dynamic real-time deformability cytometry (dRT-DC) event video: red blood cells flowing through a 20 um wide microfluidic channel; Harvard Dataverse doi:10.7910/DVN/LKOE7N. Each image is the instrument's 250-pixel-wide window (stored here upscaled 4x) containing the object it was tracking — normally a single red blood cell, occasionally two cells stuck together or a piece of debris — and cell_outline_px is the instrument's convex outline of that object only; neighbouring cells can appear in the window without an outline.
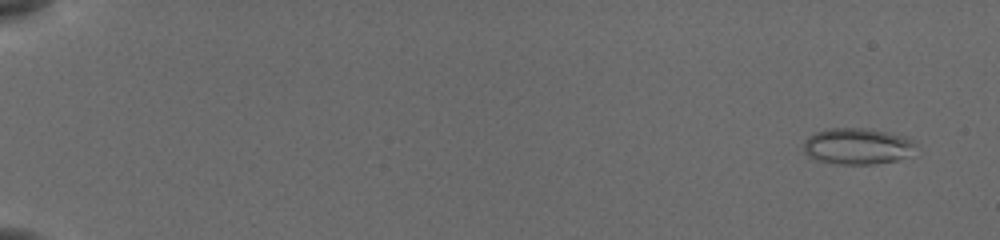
{"species": "common noctule bat (a hibernating species)", "species_latin": "Nyctalus noctula", "temperature_condition": "cold", "stored_images_in_passage": 56, "camera_frame_rate_fps": 3000, "um_per_image_px": 0.085, "animal": {"sex": "female", "body_mass_g": 19.5, "forearm_length_mm": 54.1}, "frame": {"image": 1, "passage_image": 4, "time_ms": 1.0, "image_size_px": [1000, 240], "cell_outline_px": [[916, 144], [904, 156], [896, 160], [872, 164], [840, 164], [816, 160], [808, 156], [804, 152], [804, 140], [808, 136], [816, 132], [832, 128], [864, 128], [888, 132], [908, 136]], "centroid_in_image_um": [72.82, 12.41], "position_along_channel_um": 12.2, "area_um2": 23.47}}
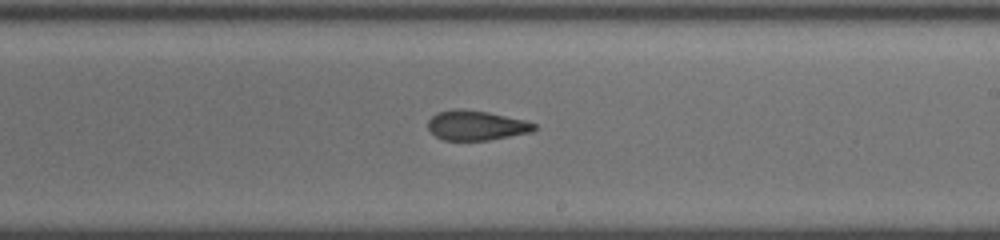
{"frame": {"image": 2, "passage_image": 36, "time_ms": 11.667, "image_size_px": [1000, 240], "cell_outline_px": [[536, 128], [532, 132], [488, 140], [444, 140], [436, 136], [428, 128], [428, 120], [436, 112], [456, 108], [464, 108], [488, 112], [524, 120], [536, 124]], "centroid_in_image_um": [40.46, 10.64], "position_along_channel_um": 248.5, "area_um2": 18.44}}
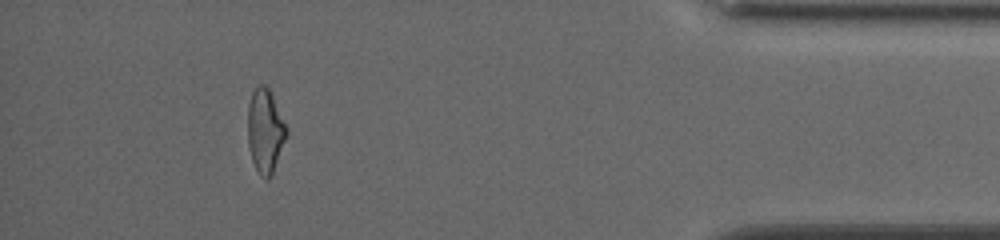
{"frame": {"image": 3, "passage_image": 52, "time_ms": 17.0, "image_size_px": [1000, 240], "cell_outline_px": [[288, 132], [272, 176], [268, 180], [264, 180], [260, 176], [252, 160], [248, 144], [248, 104], [252, 92], [256, 84], [264, 84], [268, 88], [288, 128]], "centroid_in_image_um": [22.54, 11.14], "position_along_channel_um": 412.7, "area_um2": 19.07}, "authors_computed_cell_mechanics": {"area_um2": 19.7965, "velocity_mm_per_s": 3.8911, "shape_relaxation_time_tau1_ms": null, "shape_relaxation_time_tau2_ms": 1.8952, "deformation_change_tau1": null, "deformation_change_tau2": 0.0842}}